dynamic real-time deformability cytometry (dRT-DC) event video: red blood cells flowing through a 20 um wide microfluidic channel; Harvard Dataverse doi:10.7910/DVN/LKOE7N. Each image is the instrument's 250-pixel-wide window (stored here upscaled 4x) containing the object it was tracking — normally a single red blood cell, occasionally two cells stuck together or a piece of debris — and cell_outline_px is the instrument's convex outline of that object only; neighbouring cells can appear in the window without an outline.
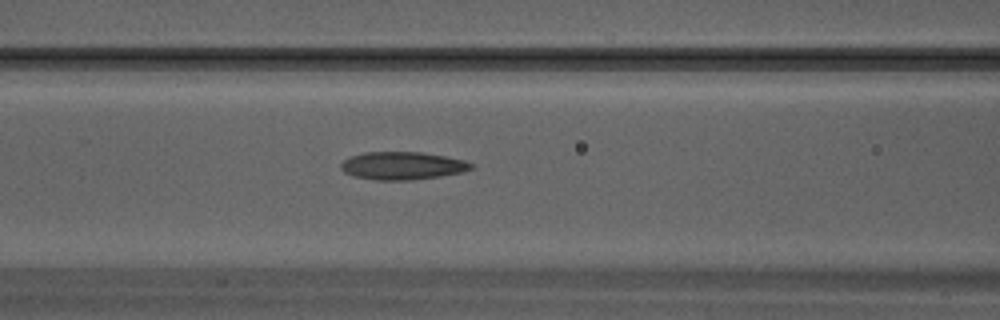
{"species": "Egyptian fruit bat (a non-hibernating species)", "species_latin": "Rousettus aegyptiacus", "temperature_condition": "warm", "stored_images_in_passage": 15, "camera_frame_rate_fps": 3000, "um_per_image_px": 0.085, "animal": {"sex": "male"}, "frame": {"image": 1, "passage_image": 7, "time_ms": 2.0, "image_size_px": [1000, 320], "cell_outline_px": [[476, 168], [460, 172], [440, 176], [412, 180], [376, 180], [352, 176], [344, 172], [340, 168], [340, 164], [344, 160], [352, 156], [364, 152], [420, 152], [444, 156], [464, 160], [476, 164]], "centroid_in_image_um": [34.22, 14.09], "position_along_channel_um": 132.4, "area_um2": 21.21}}
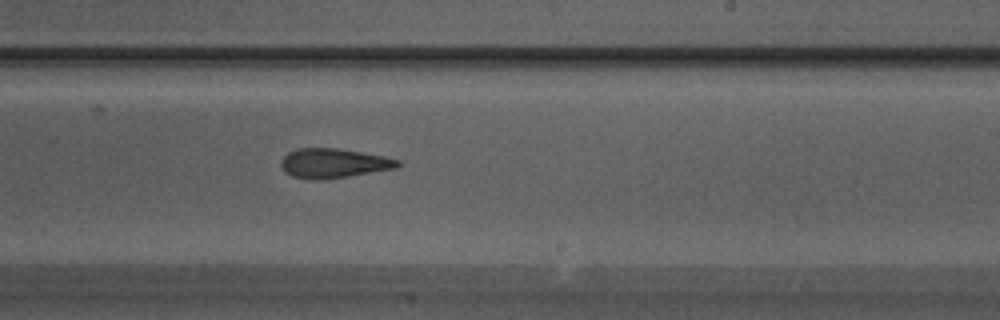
{"frame": {"image": 2, "passage_image": 13, "time_ms": 4.0, "image_size_px": [1000, 320], "cell_outline_px": [[404, 164], [396, 168], [348, 176], [312, 180], [292, 176], [284, 172], [280, 164], [280, 160], [288, 152], [296, 148], [336, 148], [384, 156], [400, 160]], "centroid_in_image_um": [28.34, 13.87], "position_along_channel_um": 260.7, "area_um2": 20.06}}